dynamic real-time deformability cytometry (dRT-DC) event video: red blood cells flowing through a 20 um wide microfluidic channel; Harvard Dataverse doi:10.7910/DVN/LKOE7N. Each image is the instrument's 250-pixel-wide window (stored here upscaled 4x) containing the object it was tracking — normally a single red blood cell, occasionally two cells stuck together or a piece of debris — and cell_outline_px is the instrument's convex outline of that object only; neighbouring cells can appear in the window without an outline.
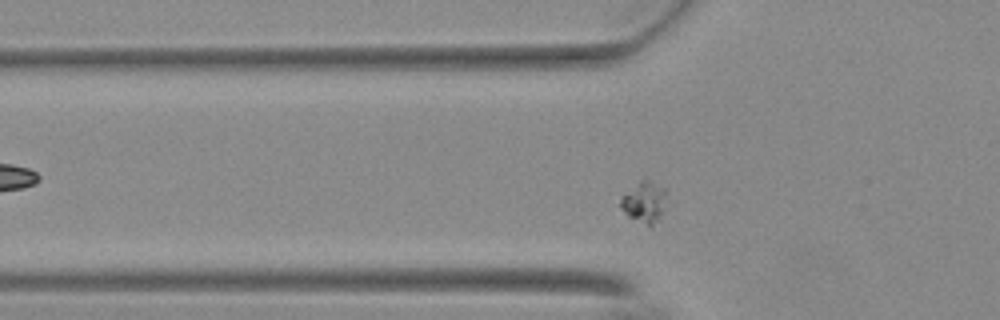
{"species": "Egyptian fruit bat (a non-hibernating species)", "species_latin": "Rousettus aegyptiacus", "temperature_condition": "warm", "stored_images_in_passage": 44, "camera_frame_rate_fps": 3000, "um_per_image_px": 0.085, "animal": {"sex": "female"}, "frame": {"image": 1, "passage_image": 5, "time_ms": 1.333, "image_size_px": [1000, 320], "cell_outline_px": [[664, 208], [660, 220], [652, 228], [628, 216], [620, 208], [620, 200], [640, 180], [644, 180], [664, 188]], "centroid_in_image_um": [54.77, 17.26], "position_along_channel_um": 71.0, "area_um2": 10.64}}
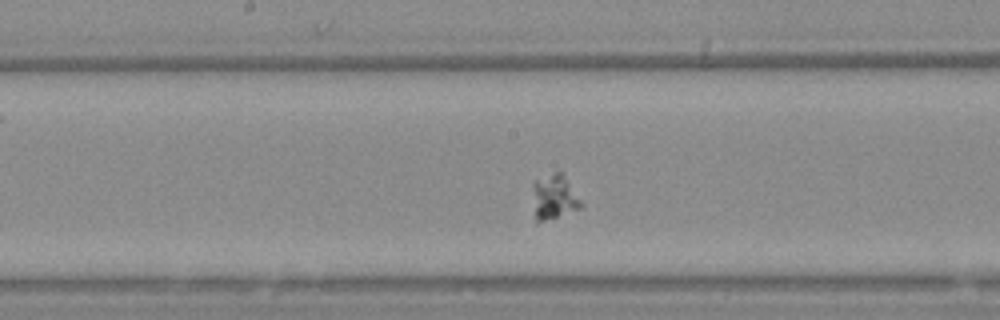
{"frame": {"image": 2, "passage_image": 16, "time_ms": 5.0, "image_size_px": [1000, 320], "cell_outline_px": [[584, 208], [536, 224], [532, 188], [532, 180], [560, 168], [564, 172], [584, 204]], "centroid_in_image_um": [47.12, 16.69], "position_along_channel_um": 201.1, "area_um2": 13.58}}
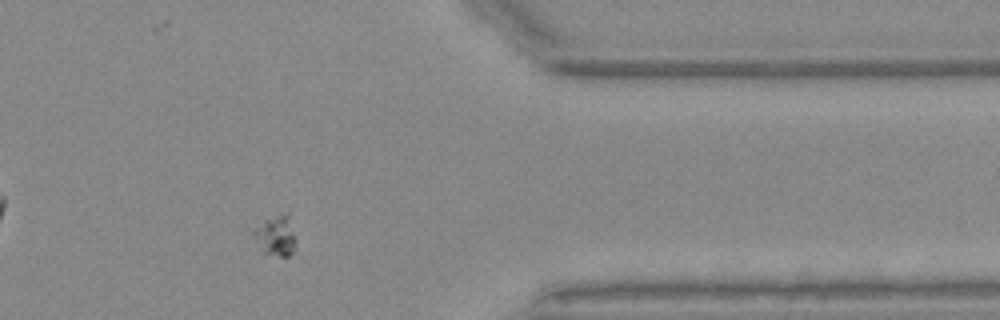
{"frame": {"image": 3, "passage_image": 33, "time_ms": 10.667, "image_size_px": [1000, 320], "cell_outline_px": [[296, 240], [292, 252], [288, 256], [280, 256], [260, 252], [252, 232], [264, 220], [288, 208]], "centroid_in_image_um": [23.46, 19.97], "position_along_channel_um": 387.9, "area_um2": 10.29}}